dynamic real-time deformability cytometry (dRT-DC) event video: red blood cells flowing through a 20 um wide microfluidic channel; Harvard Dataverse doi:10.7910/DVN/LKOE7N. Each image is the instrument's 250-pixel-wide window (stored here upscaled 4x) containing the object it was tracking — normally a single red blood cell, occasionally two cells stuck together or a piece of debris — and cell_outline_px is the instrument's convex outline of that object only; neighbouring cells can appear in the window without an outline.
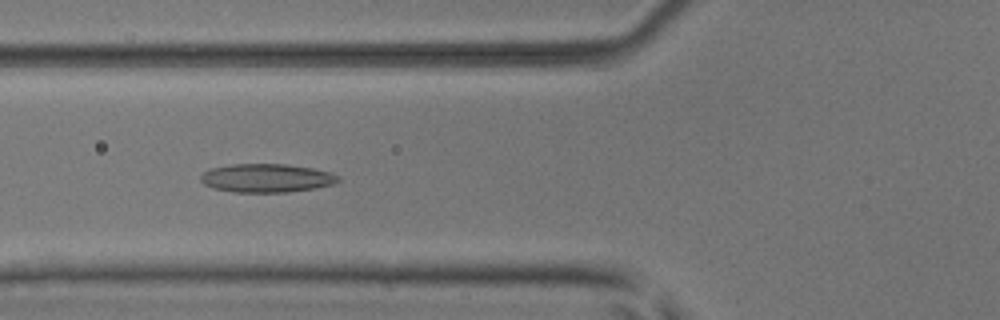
{"species": "common noctule bat (a hibernating species)", "species_latin": "Nyctalus noctula", "temperature_condition": "room temperature", "stored_images_in_passage": 52, "camera_frame_rate_fps": 3000, "um_per_image_px": 0.085, "animal": {"sex": "male", "body_mass_g": 17.9, "forearm_length_mm": 54.2}, "frame": {"image": 1, "passage_image": 20, "time_ms": 6.333, "image_size_px": [1000, 320], "cell_outline_px": [[340, 180], [332, 184], [316, 188], [288, 192], [232, 192], [212, 188], [204, 184], [200, 180], [200, 176], [204, 172], [212, 168], [232, 164], [288, 164], [312, 168], [332, 172], [340, 176]], "centroid_in_image_um": [22.67, 15.13], "position_along_channel_um": 103.1, "area_um2": 23.0}}
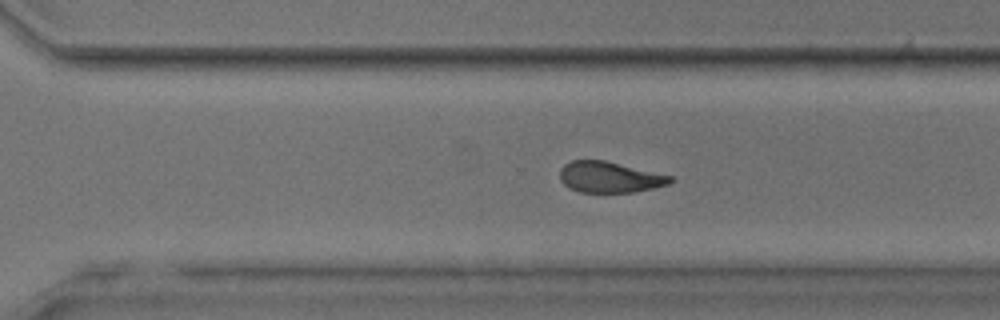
{"frame": {"image": 2, "passage_image": 36, "time_ms": 11.667, "image_size_px": [1000, 320], "cell_outline_px": [[676, 180], [668, 184], [652, 188], [632, 192], [580, 192], [568, 188], [560, 180], [560, 168], [564, 164], [572, 160], [604, 160], [672, 176]], "centroid_in_image_um": [51.79, 15.05], "position_along_channel_um": 318.8, "area_um2": 19.88}}
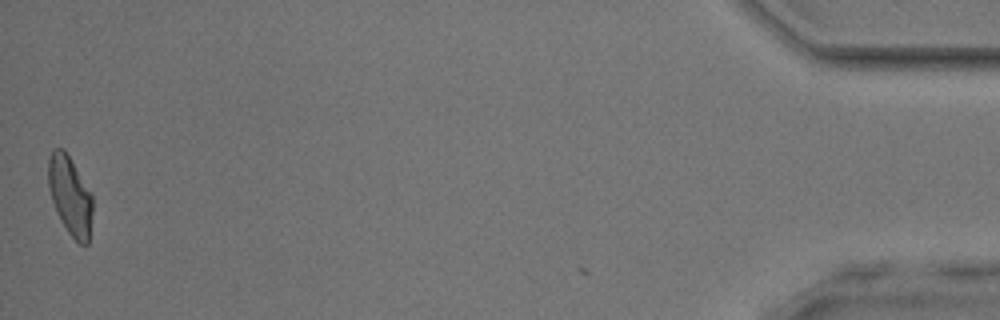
{"frame": {"image": 3, "passage_image": 51, "time_ms": 16.667, "image_size_px": [1000, 320], "cell_outline_px": [[92, 212], [88, 244], [80, 244], [68, 232], [60, 220], [56, 212], [48, 188], [48, 156], [52, 148], [64, 148], [92, 192]], "centroid_in_image_um": [5.94, 16.58], "position_along_channel_um": 429.3, "area_um2": 20.58}, "authors_computed_cell_mechanics": {"area_um2": 21.3282, "velocity_mm_per_s": 4.0448, "shape_relaxation_time_tau1_ms": null, "shape_relaxation_time_tau2_ms": 2.821, "deformation_change_tau1": null, "deformation_change_tau2": 0.1168}}